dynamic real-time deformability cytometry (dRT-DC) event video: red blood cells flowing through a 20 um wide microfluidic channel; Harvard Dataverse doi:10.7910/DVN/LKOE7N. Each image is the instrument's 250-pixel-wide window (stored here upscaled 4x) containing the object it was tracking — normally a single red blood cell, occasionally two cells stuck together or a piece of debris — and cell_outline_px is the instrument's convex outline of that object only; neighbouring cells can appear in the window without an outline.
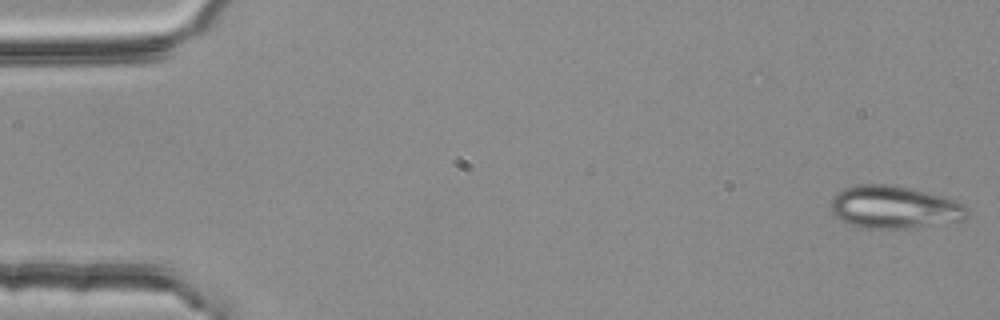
{"species": "common noctule bat (a hibernating species)", "species_latin": "Nyctalus noctula", "temperature_condition": "room temperature", "stored_images_in_passage": 5, "segment_of_instrument_passage": [1, 2], "camera_frame_rate_fps": 3000, "um_per_image_px": 0.085, "animal": {"sex": "female", "body_mass_g": 25.1}, "frame": {"image": 1, "passage_image": 1, "time_ms": 0.0, "image_size_px": [1000, 320], "cell_outline_px": [[968, 216], [964, 220], [908, 228], [860, 228], [848, 224], [840, 220], [832, 212], [832, 200], [836, 192], [844, 188], [860, 184], [888, 184], [924, 192], [956, 200], [964, 204], [968, 208]], "centroid_in_image_um": [76.0, 17.62], "position_along_channel_um": 9.0, "area_um2": 33.7}}